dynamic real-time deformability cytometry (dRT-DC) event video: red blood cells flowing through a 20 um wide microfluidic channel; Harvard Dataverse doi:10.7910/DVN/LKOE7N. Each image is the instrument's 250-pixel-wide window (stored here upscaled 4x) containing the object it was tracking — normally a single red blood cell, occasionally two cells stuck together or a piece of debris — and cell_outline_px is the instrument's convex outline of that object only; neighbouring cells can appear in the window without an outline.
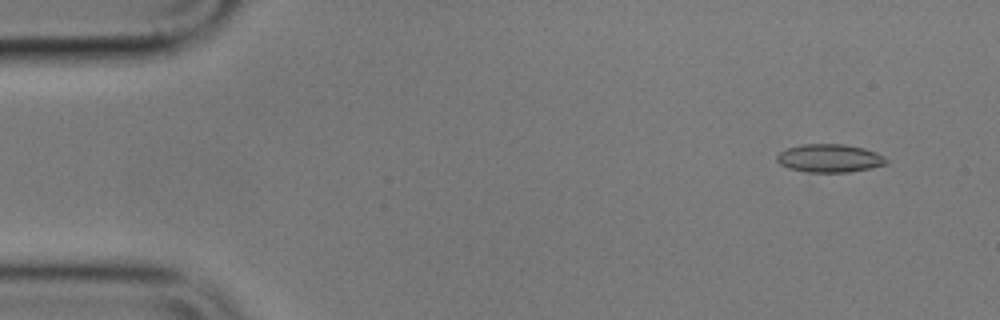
{"species": "common noctule bat (a hibernating species)", "species_latin": "Nyctalus noctula", "temperature_condition": "cold", "stored_images_in_passage": 4, "camera_frame_rate_fps": 3000, "um_per_image_px": 0.085, "animal": {"sex": "male", "body_mass_g": 17.9}, "frame": {"image": 1, "passage_image": 2, "time_ms": 1.0, "image_size_px": [1000, 320], "cell_outline_px": [[888, 164], [848, 172], [804, 172], [788, 168], [780, 164], [776, 160], [776, 156], [780, 152], [788, 148], [804, 144], [844, 144], [864, 148], [876, 152], [884, 156], [888, 160]], "centroid_in_image_um": [70.51, 13.45], "position_along_channel_um": 14.5, "area_um2": 17.98}}
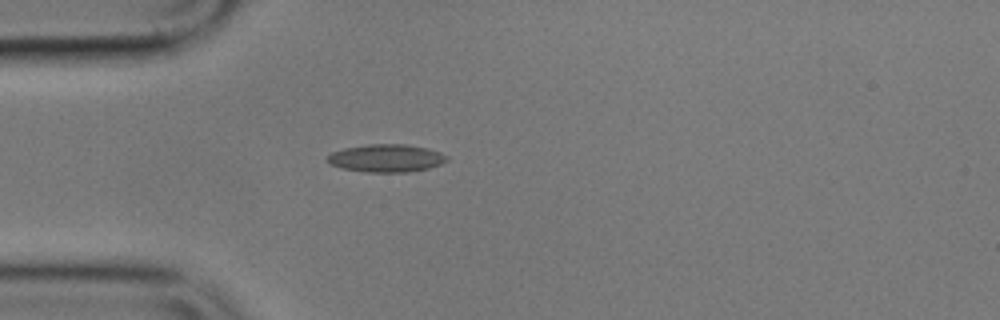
{"frame": {"image": 2, "passage_image": 4, "time_ms": 4.667, "image_size_px": [1000, 320], "cell_outline_px": [[448, 160], [440, 164], [428, 168], [408, 172], [364, 172], [340, 168], [328, 164], [324, 160], [324, 156], [332, 152], [344, 148], [368, 144], [404, 144], [428, 148], [440, 152], [448, 156]], "centroid_in_image_um": [32.76, 13.44], "position_along_channel_um": 52.2, "area_um2": 19.65}}